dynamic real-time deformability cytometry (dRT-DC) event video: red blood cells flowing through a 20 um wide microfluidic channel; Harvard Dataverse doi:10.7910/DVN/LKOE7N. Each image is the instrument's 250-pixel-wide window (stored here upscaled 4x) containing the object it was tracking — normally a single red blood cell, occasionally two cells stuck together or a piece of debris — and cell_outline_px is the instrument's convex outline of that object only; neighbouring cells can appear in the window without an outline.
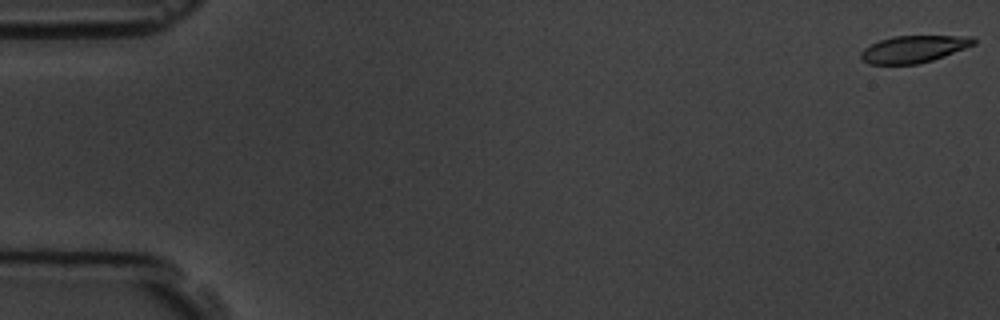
{"species": "common noctule bat (a hibernating species)", "species_latin": "Nyctalus noctula", "temperature_condition": "room temperature", "stored_images_in_passage": 4, "camera_frame_rate_fps": 3000, "um_per_image_px": 0.085, "animal": {"sex": "male", "body_mass_g": 19.5, "forearm_length_mm": 54.6}, "frame": {"image": 1, "passage_image": 1, "time_ms": 0.0, "image_size_px": [1000, 320], "cell_outline_px": [[976, 44], [944, 56], [932, 60], [916, 64], [868, 64], [860, 56], [860, 52], [864, 48], [880, 40], [896, 36], [972, 36], [976, 40]], "centroid_in_image_um": [77.68, 4.17], "position_along_channel_um": 7.3, "area_um2": 17.63}}